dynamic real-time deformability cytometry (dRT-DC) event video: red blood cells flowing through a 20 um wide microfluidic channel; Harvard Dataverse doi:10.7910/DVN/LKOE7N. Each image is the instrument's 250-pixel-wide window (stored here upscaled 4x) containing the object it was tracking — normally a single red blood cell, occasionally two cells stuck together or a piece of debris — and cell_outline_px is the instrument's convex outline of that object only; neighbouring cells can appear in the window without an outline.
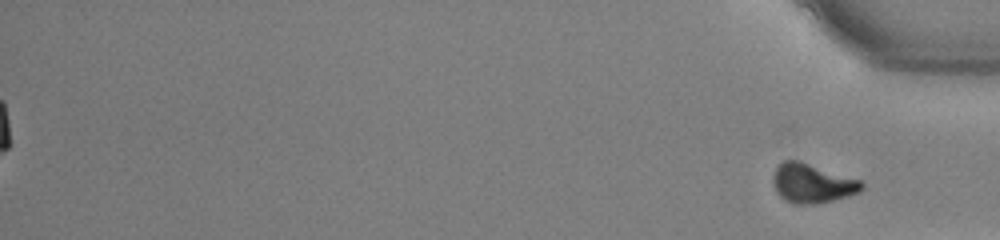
{"species": "common noctule bat (a hibernating species)", "species_latin": "Nyctalus noctula", "temperature_condition": "warm", "stored_images_in_passage": 55, "segment_of_instrument_passage": [2, 2], "camera_frame_rate_fps": 3000, "um_per_image_px": 0.085, "animal": {"sex": "male", "body_mass_g": 13.0, "forearm_length_mm": 53.1}, "frame": {"image": 1, "passage_image": 55, "time_ms": 18.0, "image_size_px": [1000, 240], "cell_outline_px": [[864, 188], [860, 192], [848, 196], [816, 204], [792, 204], [784, 200], [776, 192], [772, 180], [772, 176], [776, 168], [784, 160], [800, 160], [860, 180], [864, 184]], "centroid_in_image_um": [69.02, 15.59], "position_along_channel_um": 366.2, "area_um2": 20.4}}